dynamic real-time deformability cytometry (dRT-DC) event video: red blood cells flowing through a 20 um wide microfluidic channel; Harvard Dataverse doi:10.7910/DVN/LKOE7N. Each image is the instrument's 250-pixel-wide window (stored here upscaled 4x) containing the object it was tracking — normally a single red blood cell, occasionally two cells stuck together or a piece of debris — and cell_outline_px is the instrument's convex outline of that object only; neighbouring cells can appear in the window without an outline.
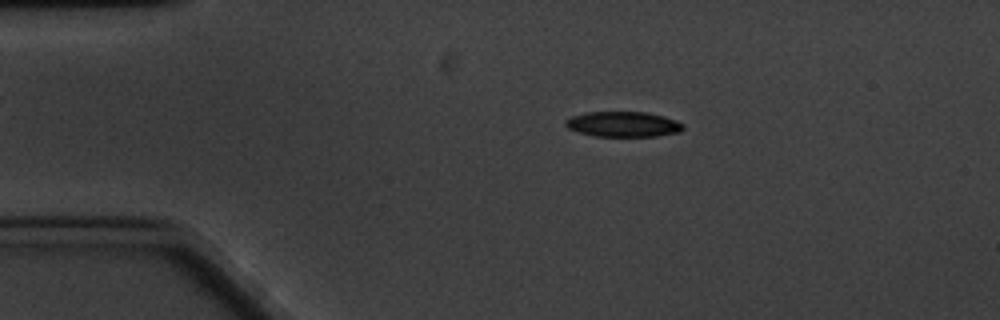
{"species": "common noctule bat (a hibernating species)", "species_latin": "Nyctalus noctula", "temperature_condition": "cold", "stored_images_in_passage": 60, "camera_frame_rate_fps": 3000, "um_per_image_px": 0.085, "animal": {"sex": "male", "body_mass_g": 20.1, "forearm_length_mm": 53.5}, "frame": {"image": 1, "passage_image": 11, "time_ms": 3.333, "image_size_px": [1000, 320], "cell_outline_px": [[684, 128], [680, 132], [656, 136], [596, 136], [576, 132], [568, 128], [564, 124], [564, 120], [572, 116], [584, 112], [644, 112], [664, 116], [676, 120], [684, 124]], "centroid_in_image_um": [52.95, 10.56], "position_along_channel_um": 32.0, "area_um2": 17.46}}
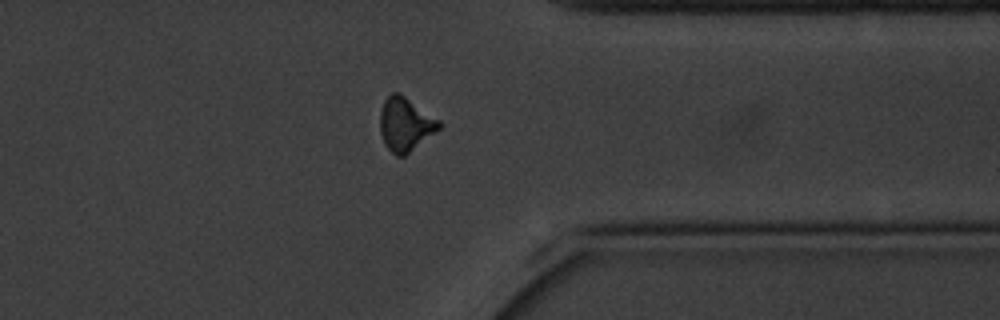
{"frame": {"image": 2, "passage_image": 47, "time_ms": 15.333, "image_size_px": [1000, 320], "cell_outline_px": [[444, 124], [440, 128], [404, 156], [396, 156], [384, 144], [380, 132], [380, 112], [384, 100], [392, 92], [400, 92], [440, 120]], "centroid_in_image_um": [34.45, 10.54], "position_along_channel_um": 376.9, "area_um2": 18.5}}
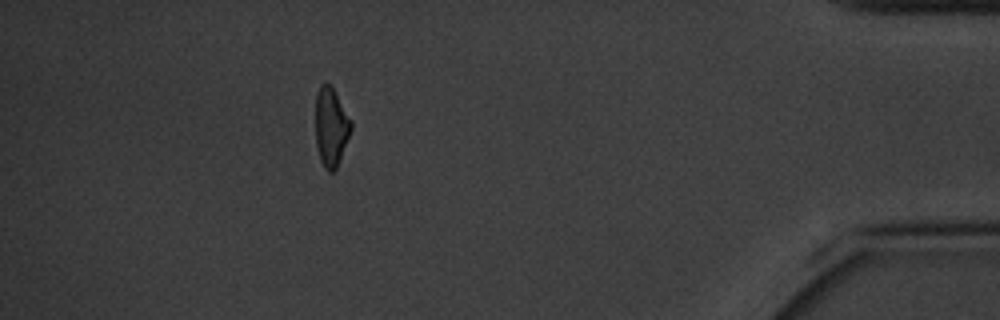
{"frame": {"image": 3, "passage_image": 54, "time_ms": 17.667, "image_size_px": [1000, 320], "cell_outline_px": [[352, 128], [336, 168], [332, 172], [328, 172], [324, 168], [320, 160], [316, 144], [316, 92], [320, 84], [324, 80], [332, 84], [352, 120]], "centroid_in_image_um": [28.13, 10.7], "position_along_channel_um": 407.1, "area_um2": 16.65}, "authors_computed_cell_mechanics": {"area_um2": 17.4556, "velocity_mm_per_s": 3.2662, "shape_relaxation_time_tau1_ms": 3.364, "shape_relaxation_time_tau2_ms": 5.2814, "deformation_change_tau1": 0.1232, "deformation_change_tau2": 0.1336}}